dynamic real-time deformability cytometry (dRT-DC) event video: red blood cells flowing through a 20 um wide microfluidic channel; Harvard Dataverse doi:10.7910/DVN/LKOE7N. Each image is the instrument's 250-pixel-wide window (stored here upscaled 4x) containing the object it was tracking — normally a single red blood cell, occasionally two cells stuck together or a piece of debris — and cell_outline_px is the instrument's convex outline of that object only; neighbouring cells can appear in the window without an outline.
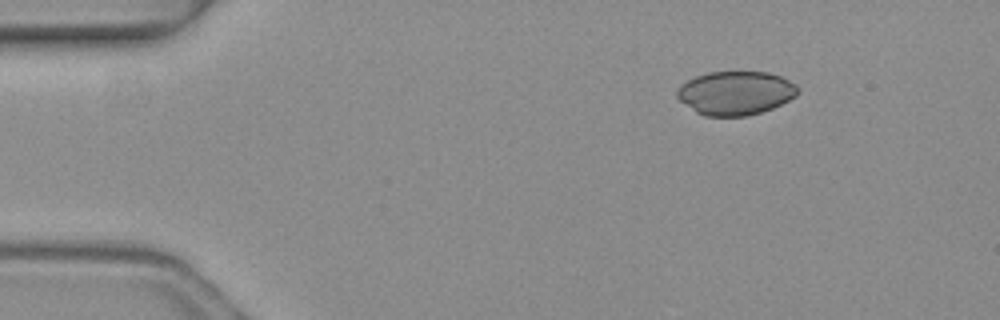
{"species": "common noctule bat (a hibernating species)", "species_latin": "Nyctalus noctula", "temperature_condition": "warm", "stored_images_in_passage": 4, "camera_frame_rate_fps": 3000, "um_per_image_px": 0.085, "animal": {"sex": "female", "body_mass_g": 19.3, "forearm_length_mm": 54.1}, "frame": {"image": 1, "passage_image": 1, "time_ms": 0.0, "image_size_px": [1000, 320], "cell_outline_px": [[800, 88], [796, 96], [772, 108], [748, 116], [704, 116], [696, 112], [680, 100], [676, 96], [676, 88], [680, 84], [696, 76], [708, 72], [768, 72], [780, 76], [796, 84]], "centroid_in_image_um": [62.51, 7.9], "position_along_channel_um": 22.5, "area_um2": 30.81}}